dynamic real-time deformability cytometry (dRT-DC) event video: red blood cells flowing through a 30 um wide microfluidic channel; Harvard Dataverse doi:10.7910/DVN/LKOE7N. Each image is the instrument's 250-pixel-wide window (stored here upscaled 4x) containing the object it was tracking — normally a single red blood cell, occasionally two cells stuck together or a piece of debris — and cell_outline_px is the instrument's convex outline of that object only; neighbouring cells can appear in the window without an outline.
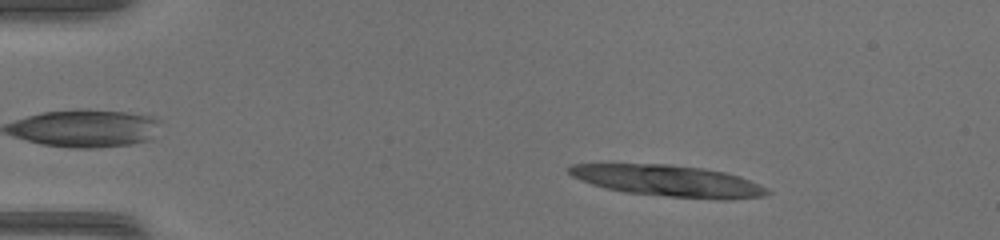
{"species": "common noctule bat (a hibernating species)", "species_latin": "Nyctalus noctula", "temperature_condition": "warm", "stored_images_in_passage": 48, "camera_frame_rate_fps": 3000, "um_per_image_px": 0.085, "animal": {"sex": "female", "body_mass_g": 17.0, "forearm_length_mm": 48.0}, "frame": {"image": 1, "passage_image": 7, "time_ms": 2.0, "image_size_px": [1000, 240], "cell_outline_px": [[772, 192], [764, 196], [732, 200], [716, 200], [668, 196], [624, 192], [592, 184], [580, 180], [572, 176], [568, 172], [568, 168], [572, 164], [668, 164], [704, 168], [724, 172], [740, 176], [768, 188]], "centroid_in_image_um": [56.87, 15.38], "position_along_channel_um": 28.1, "area_um2": 36.3}}
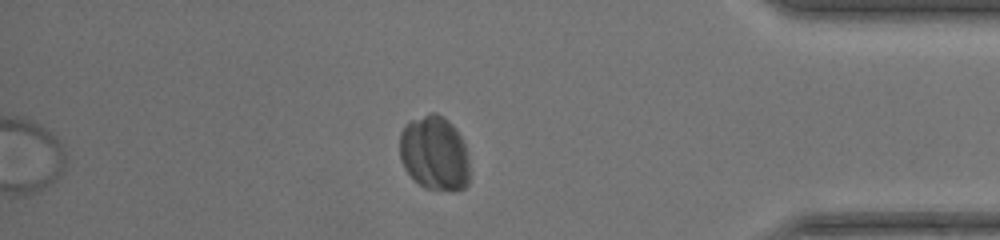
{"frame": {"image": 2, "passage_image": 41, "time_ms": 13.333, "image_size_px": [1000, 240], "cell_outline_px": [[468, 184], [464, 188], [424, 188], [404, 168], [400, 160], [400, 132], [404, 124], [428, 112], [436, 112], [444, 116], [452, 124], [460, 136], [464, 144], [468, 156]], "centroid_in_image_um": [36.9, 12.96], "position_along_channel_um": 398.3, "area_um2": 30.11}}
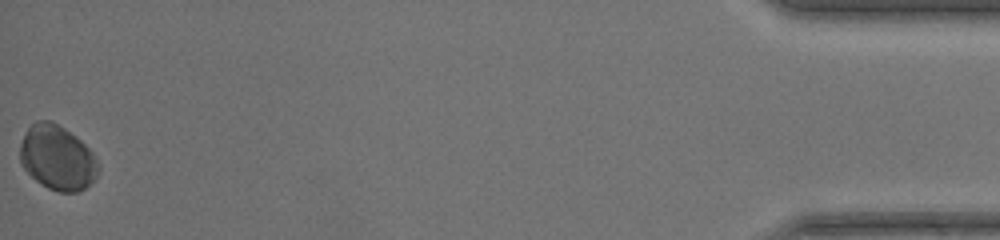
{"frame": {"image": 3, "passage_image": 48, "time_ms": 15.667, "image_size_px": [1000, 240], "cell_outline_px": [[100, 172], [84, 188], [76, 192], [60, 192], [48, 188], [40, 184], [20, 164], [20, 144], [28, 128], [36, 120], [48, 120], [64, 128], [76, 136], [92, 152], [100, 168]], "centroid_in_image_um": [4.86, 13.41], "position_along_channel_um": 430.3, "area_um2": 29.25}}